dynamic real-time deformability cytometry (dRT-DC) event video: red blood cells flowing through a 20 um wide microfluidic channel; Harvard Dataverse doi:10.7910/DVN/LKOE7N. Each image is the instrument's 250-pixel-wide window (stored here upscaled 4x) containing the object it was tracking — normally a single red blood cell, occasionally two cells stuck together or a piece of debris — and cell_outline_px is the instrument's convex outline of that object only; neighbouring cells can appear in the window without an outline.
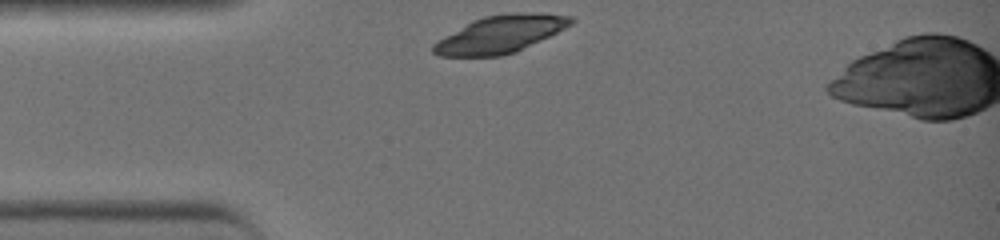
{"species": "common noctule bat (a hibernating species)", "species_latin": "Nyctalus noctula", "temperature_condition": "warm", "stored_images_in_passage": 27, "camera_frame_rate_fps": 3000, "um_per_image_px": 0.085, "animal": {"sex": "female", "body_mass_g": 19.0, "forearm_length_mm": 51.5}, "frame": {"image": 1, "passage_image": 1, "time_ms": 0.0, "image_size_px": [1000, 240], "cell_outline_px": [[576, 20], [572, 24], [516, 52], [500, 56], [440, 56], [432, 52], [432, 44], [444, 36], [472, 20], [484, 16], [512, 12], [540, 12], [572, 16]], "centroid_in_image_um": [42.53, 2.89], "position_along_channel_um": 42.5, "area_um2": 29.94}}
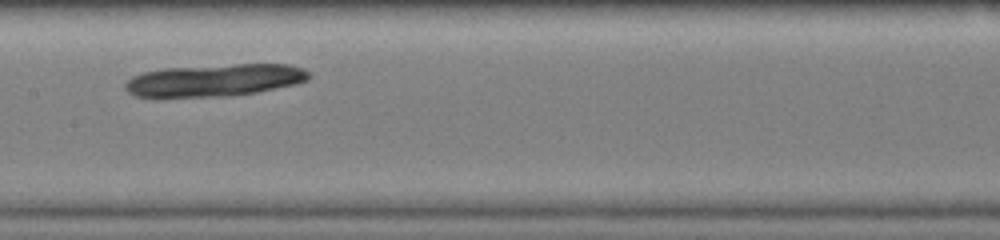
{"frame": {"image": 2, "passage_image": 12, "time_ms": 3.667, "image_size_px": [1000, 240], "cell_outline_px": [[308, 80], [296, 84], [256, 92], [232, 96], [160, 100], [152, 100], [136, 96], [128, 92], [124, 88], [124, 84], [132, 76], [144, 72], [164, 68], [236, 64], [288, 64], [304, 68], [308, 72]], "centroid_in_image_um": [18.12, 6.87], "position_along_channel_um": 189.3, "area_um2": 35.78}}
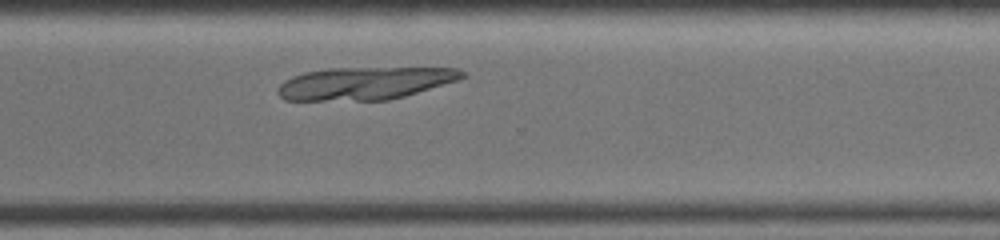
{"frame": {"image": 3, "passage_image": 22, "time_ms": 7.0, "image_size_px": [1000, 240], "cell_outline_px": [[468, 76], [460, 80], [404, 96], [388, 100], [284, 100], [276, 92], [280, 84], [284, 80], [292, 76], [304, 72], [328, 68], [460, 68]], "centroid_in_image_um": [31.03, 7.07], "position_along_channel_um": 339.6, "area_um2": 35.14}}